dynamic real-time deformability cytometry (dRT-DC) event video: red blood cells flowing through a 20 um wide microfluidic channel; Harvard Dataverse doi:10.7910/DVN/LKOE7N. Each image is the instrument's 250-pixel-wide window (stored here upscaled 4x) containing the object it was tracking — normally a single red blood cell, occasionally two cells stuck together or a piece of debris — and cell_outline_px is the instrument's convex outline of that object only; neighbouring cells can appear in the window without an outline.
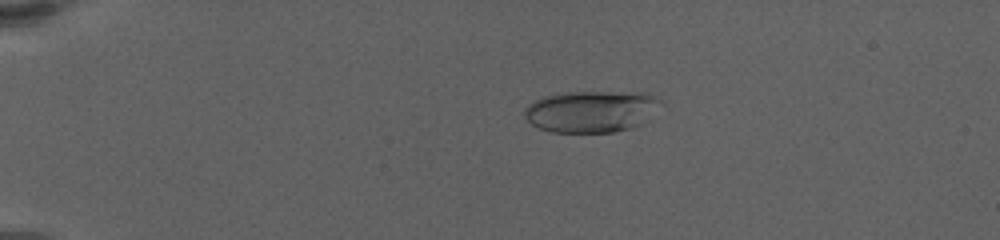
{"species": "human", "species_latin": "Homo sapiens", "temperature_condition": "warm", "stored_images_in_passage": 131, "camera_frame_rate_fps": 3000, "um_per_image_px": 0.085, "donor": {"sex": "female"}, "frame": {"image": 1, "passage_image": 26, "time_ms": 4.667, "image_size_px": [1000, 240], "cell_outline_px": [[664, 104], [640, 124], [632, 128], [612, 132], [552, 132], [540, 128], [532, 124], [524, 116], [524, 108], [528, 104], [544, 96], [564, 92], [644, 92], [656, 96], [664, 100]], "centroid_in_image_um": [50.3, 9.45], "position_along_channel_um": 34.7, "area_um2": 33.35}}
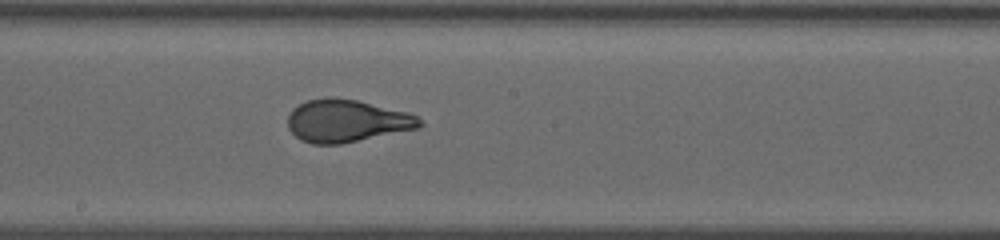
{"frame": {"image": 2, "passage_image": 74, "time_ms": 12.333, "image_size_px": [1000, 240], "cell_outline_px": [[424, 124], [416, 128], [340, 144], [312, 144], [300, 140], [288, 128], [288, 116], [292, 108], [308, 100], [328, 96], [336, 96], [356, 100], [408, 112], [416, 116]], "centroid_in_image_um": [29.42, 10.26], "position_along_channel_um": 218.8, "area_um2": 32.54}}
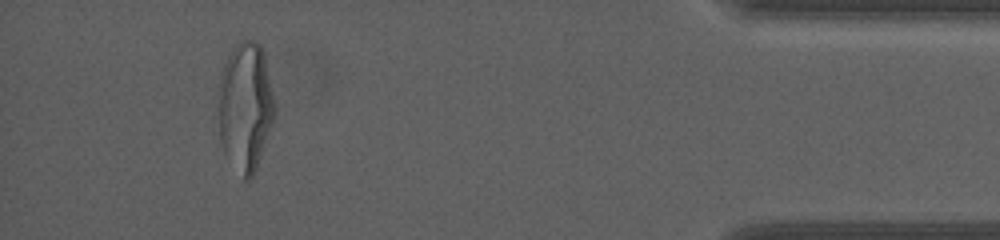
{"frame": {"image": 3, "passage_image": 126, "time_ms": 19.667, "image_size_px": [1000, 240], "cell_outline_px": [[276, 116], [256, 168], [252, 176], [248, 180], [244, 180], [224, 152], [220, 140], [220, 72], [232, 48], [240, 40], [256, 40], [260, 44], [264, 52], [276, 104]], "centroid_in_image_um": [20.9, 9.02], "position_along_channel_um": 414.3, "area_um2": 42.31}, "authors_computed_cell_mechanics": {"area_um2": 33.1772, "velocity_mm_per_s": 3.3465, "shape_relaxation_time_tau1_ms": 4.3983, "shape_relaxation_time_tau2_ms": null, "deformation_change_tau1": 0.2137, "deformation_change_tau2": null}}